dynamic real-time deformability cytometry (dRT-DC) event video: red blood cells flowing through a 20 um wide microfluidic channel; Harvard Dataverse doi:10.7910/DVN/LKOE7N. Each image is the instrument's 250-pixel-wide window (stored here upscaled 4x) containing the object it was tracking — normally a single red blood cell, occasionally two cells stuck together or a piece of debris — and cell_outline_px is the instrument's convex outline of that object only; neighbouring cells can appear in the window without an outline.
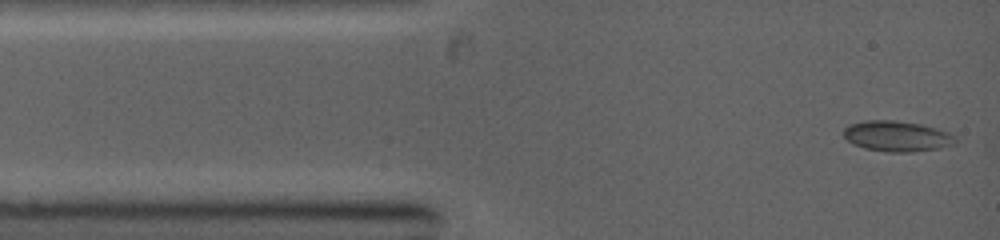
{"species": "common noctule bat (a hibernating species)", "species_latin": "Nyctalus noctula", "temperature_condition": "warm", "stored_images_in_passage": 35, "camera_frame_rate_fps": 5000, "um_per_image_px": 0.085, "animal": {"sex": "female", "body_mass_g": 19.0, "forearm_length_mm": 53.3}, "frame": {"image": 1, "passage_image": 1, "time_ms": 0.0, "image_size_px": [1000, 240], "cell_outline_px": [[956, 144], [940, 148], [912, 152], [888, 152], [864, 148], [852, 144], [844, 136], [844, 128], [848, 124], [864, 120], [896, 120], [920, 124], [936, 128], [948, 132], [956, 136]], "centroid_in_image_um": [76.24, 11.57], "position_along_channel_um": 8.8, "area_um2": 20.11}}
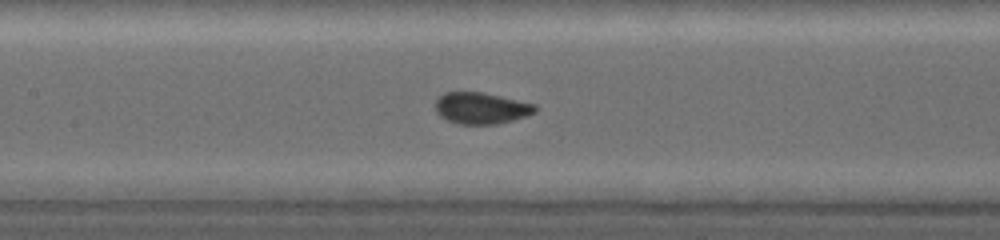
{"frame": {"image": 2, "passage_image": 11, "time_ms": 4.6, "image_size_px": [1000, 240], "cell_outline_px": [[536, 112], [528, 116], [496, 124], [456, 124], [440, 116], [436, 112], [436, 100], [444, 92], [484, 92], [536, 104]], "centroid_in_image_um": [40.91, 9.19], "position_along_channel_um": 166.5, "area_um2": 18.38}}
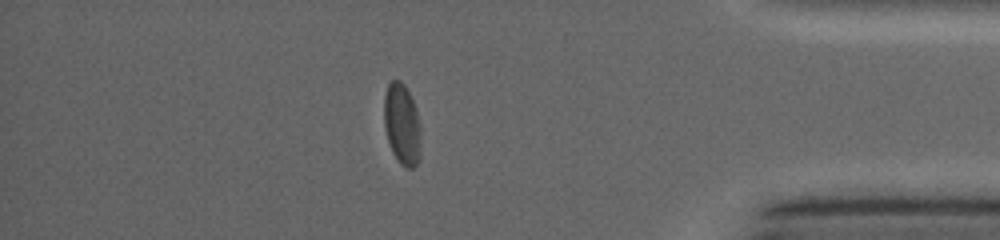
{"frame": {"image": 3, "passage_image": 27, "time_ms": 10.4, "image_size_px": [1000, 240], "cell_outline_px": [[420, 156], [416, 164], [412, 168], [408, 168], [400, 164], [392, 152], [384, 128], [384, 96], [388, 84], [392, 80], [400, 80], [404, 84], [412, 100], [416, 112], [420, 128]], "centroid_in_image_um": [34.15, 10.57], "position_along_channel_um": 401.1, "area_um2": 17.28}}